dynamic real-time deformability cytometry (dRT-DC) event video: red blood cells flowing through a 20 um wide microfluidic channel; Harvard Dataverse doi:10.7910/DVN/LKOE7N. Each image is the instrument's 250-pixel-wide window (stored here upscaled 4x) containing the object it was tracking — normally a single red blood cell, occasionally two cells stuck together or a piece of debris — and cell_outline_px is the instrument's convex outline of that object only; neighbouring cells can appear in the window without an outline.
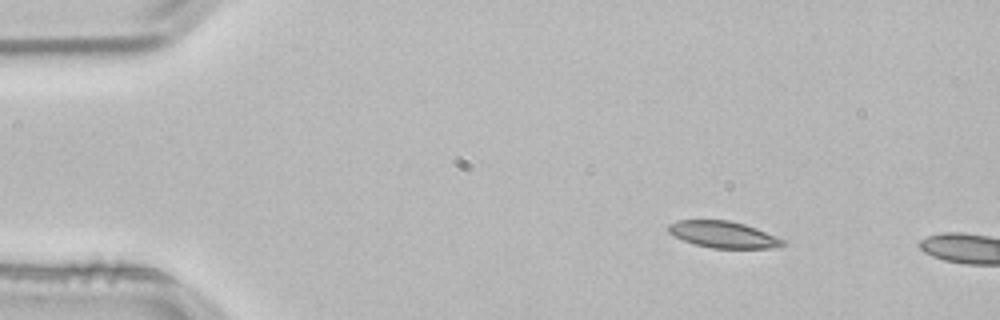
{"species": "common noctule bat (a hibernating species)", "species_latin": "Nyctalus noctula", "temperature_condition": "room temperature", "stored_images_in_passage": 2, "camera_frame_rate_fps": 3000, "um_per_image_px": 0.085, "animal": {"sex": "male", "body_mass_g": 21.5, "forearm_length_mm": 52.0}, "frame": {"image": 1, "passage_image": 1, "time_ms": 0.0, "image_size_px": [1000, 320], "cell_outline_px": [[784, 244], [768, 248], [712, 248], [696, 244], [684, 240], [668, 232], [668, 224], [676, 220], [728, 220], [744, 224], [756, 228], [784, 240]], "centroid_in_image_um": [61.43, 19.92], "position_along_channel_um": 23.6, "area_um2": 17.4}}